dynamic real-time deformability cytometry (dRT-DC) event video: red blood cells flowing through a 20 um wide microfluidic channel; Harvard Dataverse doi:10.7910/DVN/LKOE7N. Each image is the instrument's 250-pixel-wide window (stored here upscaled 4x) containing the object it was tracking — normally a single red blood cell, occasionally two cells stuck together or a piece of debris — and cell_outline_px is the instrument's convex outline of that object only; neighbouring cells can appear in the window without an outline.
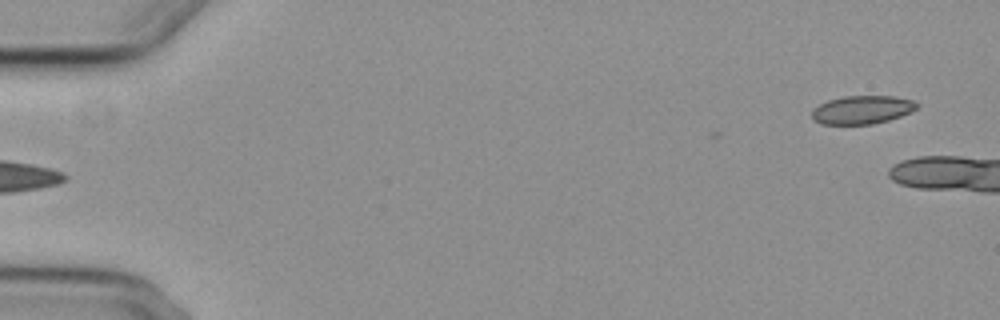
{"species": "common noctule bat (a hibernating species)", "species_latin": "Nyctalus noctula", "temperature_condition": "cold", "stored_images_in_passage": 6, "segment_of_instrument_passage": [2, 2], "camera_frame_rate_fps": 3000, "um_per_image_px": 0.085, "animal": {"sex": "female", "body_mass_g": 29.2, "forearm_length_mm": 56.3}, "frame": {"image": 1, "passage_image": 6, "time_ms": 5.667, "image_size_px": [1000, 320], "cell_outline_px": [[920, 104], [912, 112], [888, 120], [872, 124], [820, 124], [812, 120], [812, 108], [828, 100], [844, 96], [892, 96], [912, 100]], "centroid_in_image_um": [73.26, 9.33], "position_along_channel_um": 11.7, "area_um2": 17.4}}